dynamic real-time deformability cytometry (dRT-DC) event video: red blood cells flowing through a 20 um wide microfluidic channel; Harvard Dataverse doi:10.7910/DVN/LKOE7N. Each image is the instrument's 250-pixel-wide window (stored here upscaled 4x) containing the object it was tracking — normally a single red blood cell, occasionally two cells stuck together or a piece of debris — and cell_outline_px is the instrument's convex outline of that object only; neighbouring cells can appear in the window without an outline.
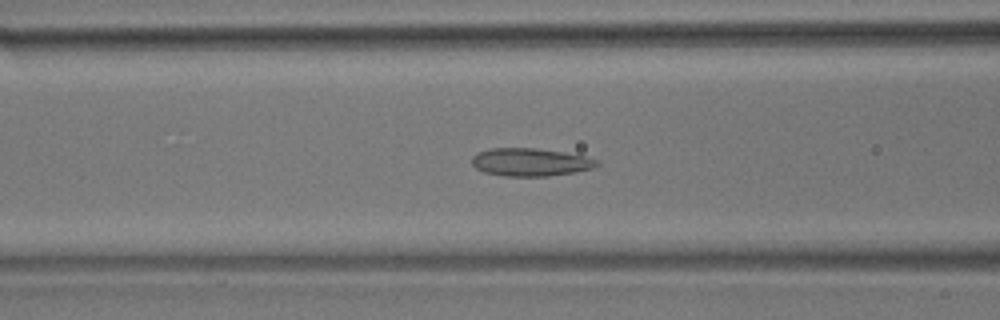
{"species": "common noctule bat (a hibernating species)", "species_latin": "Nyctalus noctula", "temperature_condition": "room temperature", "stored_images_in_passage": 56, "camera_frame_rate_fps": 3000, "um_per_image_px": 0.085, "animal": {"sex": "male", "body_mass_g": 17.9}, "frame": {"image": 1, "passage_image": 22, "time_ms": 7.0, "image_size_px": [1000, 320], "cell_outline_px": [[600, 164], [592, 168], [576, 172], [548, 176], [504, 176], [484, 172], [476, 168], [472, 164], [472, 156], [476, 152], [488, 148], [532, 148], [564, 152], [584, 156], [596, 160]], "centroid_in_image_um": [45.04, 13.78], "position_along_channel_um": 121.6, "area_um2": 20.35}}
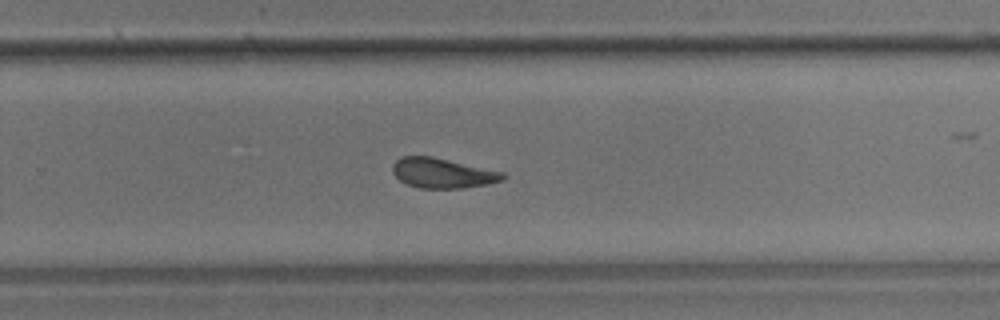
{"frame": {"image": 2, "passage_image": 36, "time_ms": 11.667, "image_size_px": [1000, 320], "cell_outline_px": [[508, 176], [504, 180], [488, 184], [460, 188], [420, 188], [408, 184], [400, 180], [392, 172], [392, 164], [396, 160], [404, 156], [432, 156], [504, 172]], "centroid_in_image_um": [37.64, 14.71], "position_along_channel_um": 292.2, "area_um2": 19.25}}
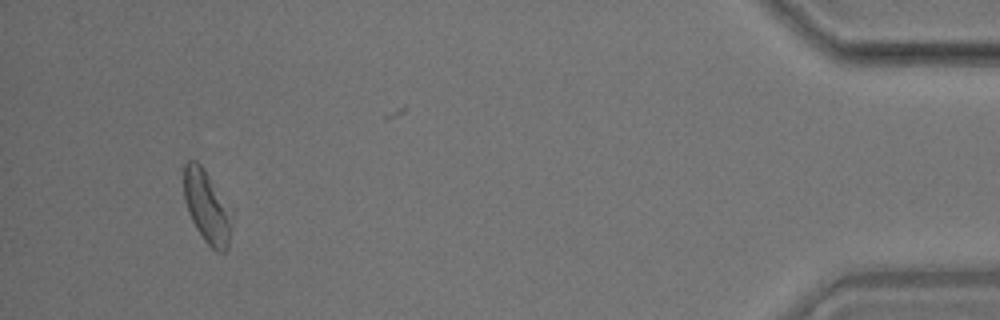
{"frame": {"image": 3, "passage_image": 52, "time_ms": 17.0, "image_size_px": [1000, 320], "cell_outline_px": [[232, 212], [228, 248], [224, 252], [216, 252], [204, 240], [196, 228], [188, 212], [184, 200], [184, 164], [188, 160], [196, 160], [204, 168]], "centroid_in_image_um": [17.57, 17.58], "position_along_channel_um": 417.6, "area_um2": 20.11}, "authors_computed_cell_mechanics": {"area_um2": 20.0566, "velocity_mm_per_s": 3.6697, "shape_relaxation_time_tau1_ms": 3.2325, "shape_relaxation_time_tau2_ms": 2.2574, "deformation_change_tau1": 0.1071, "deformation_change_tau2": 0.1096}}